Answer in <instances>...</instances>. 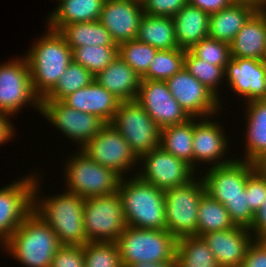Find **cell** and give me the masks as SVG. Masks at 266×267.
Here are the masks:
<instances>
[{"mask_svg": "<svg viewBox=\"0 0 266 267\" xmlns=\"http://www.w3.org/2000/svg\"><path fill=\"white\" fill-rule=\"evenodd\" d=\"M40 179L37 173L33 187V211L49 224L61 245L84 246L88 242L83 219L85 199L67 191L41 198L38 191L41 190Z\"/></svg>", "mask_w": 266, "mask_h": 267, "instance_id": "1", "label": "cell"}, {"mask_svg": "<svg viewBox=\"0 0 266 267\" xmlns=\"http://www.w3.org/2000/svg\"><path fill=\"white\" fill-rule=\"evenodd\" d=\"M37 40L28 48L25 57L30 68L33 90L42 100L55 88L73 58L72 49L56 30L48 28Z\"/></svg>", "mask_w": 266, "mask_h": 267, "instance_id": "2", "label": "cell"}, {"mask_svg": "<svg viewBox=\"0 0 266 267\" xmlns=\"http://www.w3.org/2000/svg\"><path fill=\"white\" fill-rule=\"evenodd\" d=\"M61 246L49 224L32 210L2 250L25 267H51Z\"/></svg>", "mask_w": 266, "mask_h": 267, "instance_id": "3", "label": "cell"}, {"mask_svg": "<svg viewBox=\"0 0 266 267\" xmlns=\"http://www.w3.org/2000/svg\"><path fill=\"white\" fill-rule=\"evenodd\" d=\"M131 176L122 177L118 190L126 225L166 230L164 190Z\"/></svg>", "mask_w": 266, "mask_h": 267, "instance_id": "4", "label": "cell"}, {"mask_svg": "<svg viewBox=\"0 0 266 267\" xmlns=\"http://www.w3.org/2000/svg\"><path fill=\"white\" fill-rule=\"evenodd\" d=\"M64 163L65 191L83 199L118 192L122 176L96 163L80 149Z\"/></svg>", "mask_w": 266, "mask_h": 267, "instance_id": "5", "label": "cell"}, {"mask_svg": "<svg viewBox=\"0 0 266 267\" xmlns=\"http://www.w3.org/2000/svg\"><path fill=\"white\" fill-rule=\"evenodd\" d=\"M116 244L123 267L141 262L173 260L177 251V239L167 230L127 226Z\"/></svg>", "mask_w": 266, "mask_h": 267, "instance_id": "6", "label": "cell"}, {"mask_svg": "<svg viewBox=\"0 0 266 267\" xmlns=\"http://www.w3.org/2000/svg\"><path fill=\"white\" fill-rule=\"evenodd\" d=\"M164 193L166 230L177 240L197 236L199 202L206 193L202 177L198 174L185 185L166 189Z\"/></svg>", "mask_w": 266, "mask_h": 267, "instance_id": "7", "label": "cell"}, {"mask_svg": "<svg viewBox=\"0 0 266 267\" xmlns=\"http://www.w3.org/2000/svg\"><path fill=\"white\" fill-rule=\"evenodd\" d=\"M83 219L88 242H116L127 227L118 192L86 198Z\"/></svg>", "mask_w": 266, "mask_h": 267, "instance_id": "8", "label": "cell"}, {"mask_svg": "<svg viewBox=\"0 0 266 267\" xmlns=\"http://www.w3.org/2000/svg\"><path fill=\"white\" fill-rule=\"evenodd\" d=\"M140 158L160 146L161 129L136 101H121L110 122Z\"/></svg>", "mask_w": 266, "mask_h": 267, "instance_id": "9", "label": "cell"}, {"mask_svg": "<svg viewBox=\"0 0 266 267\" xmlns=\"http://www.w3.org/2000/svg\"><path fill=\"white\" fill-rule=\"evenodd\" d=\"M11 60L0 64V112L9 114L11 118L24 106H33L40 112L41 100L33 90L25 55Z\"/></svg>", "mask_w": 266, "mask_h": 267, "instance_id": "10", "label": "cell"}, {"mask_svg": "<svg viewBox=\"0 0 266 267\" xmlns=\"http://www.w3.org/2000/svg\"><path fill=\"white\" fill-rule=\"evenodd\" d=\"M61 134L81 149L107 124L96 115L80 112L62 101H41L40 112Z\"/></svg>", "mask_w": 266, "mask_h": 267, "instance_id": "11", "label": "cell"}, {"mask_svg": "<svg viewBox=\"0 0 266 267\" xmlns=\"http://www.w3.org/2000/svg\"><path fill=\"white\" fill-rule=\"evenodd\" d=\"M139 164L141 168H137L133 175L164 191L185 185L197 175L190 165L161 146L143 154Z\"/></svg>", "mask_w": 266, "mask_h": 267, "instance_id": "12", "label": "cell"}, {"mask_svg": "<svg viewBox=\"0 0 266 267\" xmlns=\"http://www.w3.org/2000/svg\"><path fill=\"white\" fill-rule=\"evenodd\" d=\"M80 150L96 163L111 168L122 177L126 176L128 170L129 173L136 171L139 165V158L111 123H107Z\"/></svg>", "mask_w": 266, "mask_h": 267, "instance_id": "13", "label": "cell"}, {"mask_svg": "<svg viewBox=\"0 0 266 267\" xmlns=\"http://www.w3.org/2000/svg\"><path fill=\"white\" fill-rule=\"evenodd\" d=\"M36 172L0 188V247L33 210V187ZM2 244V245H1Z\"/></svg>", "mask_w": 266, "mask_h": 267, "instance_id": "14", "label": "cell"}, {"mask_svg": "<svg viewBox=\"0 0 266 267\" xmlns=\"http://www.w3.org/2000/svg\"><path fill=\"white\" fill-rule=\"evenodd\" d=\"M165 82L171 95L190 117L218 116L223 108L222 102L184 67Z\"/></svg>", "mask_w": 266, "mask_h": 267, "instance_id": "15", "label": "cell"}, {"mask_svg": "<svg viewBox=\"0 0 266 267\" xmlns=\"http://www.w3.org/2000/svg\"><path fill=\"white\" fill-rule=\"evenodd\" d=\"M215 116L194 117L193 169L196 172L199 170L197 169L198 166H202L203 163H209V167L210 165L214 167L229 164L234 161L233 159H236L235 156L230 157V159L226 157L229 153V140H227L228 138L224 132V126L219 124L218 121L215 122ZM200 163L202 165H199Z\"/></svg>", "mask_w": 266, "mask_h": 267, "instance_id": "16", "label": "cell"}, {"mask_svg": "<svg viewBox=\"0 0 266 267\" xmlns=\"http://www.w3.org/2000/svg\"><path fill=\"white\" fill-rule=\"evenodd\" d=\"M135 100L160 129L184 123L191 118L171 95L165 81L141 80Z\"/></svg>", "mask_w": 266, "mask_h": 267, "instance_id": "17", "label": "cell"}, {"mask_svg": "<svg viewBox=\"0 0 266 267\" xmlns=\"http://www.w3.org/2000/svg\"><path fill=\"white\" fill-rule=\"evenodd\" d=\"M259 165L239 160L222 165L207 167L204 174L200 175L204 181L206 192L215 200L224 204L227 199L243 198L248 176Z\"/></svg>", "mask_w": 266, "mask_h": 267, "instance_id": "18", "label": "cell"}, {"mask_svg": "<svg viewBox=\"0 0 266 267\" xmlns=\"http://www.w3.org/2000/svg\"><path fill=\"white\" fill-rule=\"evenodd\" d=\"M225 80L232 94L241 100H266V60L231 58L225 68Z\"/></svg>", "mask_w": 266, "mask_h": 267, "instance_id": "19", "label": "cell"}, {"mask_svg": "<svg viewBox=\"0 0 266 267\" xmlns=\"http://www.w3.org/2000/svg\"><path fill=\"white\" fill-rule=\"evenodd\" d=\"M141 3L132 0H105L99 22L110 32L117 44L137 39L143 17Z\"/></svg>", "mask_w": 266, "mask_h": 267, "instance_id": "20", "label": "cell"}, {"mask_svg": "<svg viewBox=\"0 0 266 267\" xmlns=\"http://www.w3.org/2000/svg\"><path fill=\"white\" fill-rule=\"evenodd\" d=\"M220 267H241L249 246L256 239L245 227L209 232L201 236Z\"/></svg>", "mask_w": 266, "mask_h": 267, "instance_id": "21", "label": "cell"}, {"mask_svg": "<svg viewBox=\"0 0 266 267\" xmlns=\"http://www.w3.org/2000/svg\"><path fill=\"white\" fill-rule=\"evenodd\" d=\"M247 106L245 123V155L239 160L266 165V100L244 102Z\"/></svg>", "mask_w": 266, "mask_h": 267, "instance_id": "22", "label": "cell"}, {"mask_svg": "<svg viewBox=\"0 0 266 267\" xmlns=\"http://www.w3.org/2000/svg\"><path fill=\"white\" fill-rule=\"evenodd\" d=\"M231 58L266 60V13L258 9L229 43Z\"/></svg>", "mask_w": 266, "mask_h": 267, "instance_id": "23", "label": "cell"}, {"mask_svg": "<svg viewBox=\"0 0 266 267\" xmlns=\"http://www.w3.org/2000/svg\"><path fill=\"white\" fill-rule=\"evenodd\" d=\"M62 102L80 112L96 115L110 123L117 111L120 101L103 86L93 81L67 97Z\"/></svg>", "mask_w": 266, "mask_h": 267, "instance_id": "24", "label": "cell"}, {"mask_svg": "<svg viewBox=\"0 0 266 267\" xmlns=\"http://www.w3.org/2000/svg\"><path fill=\"white\" fill-rule=\"evenodd\" d=\"M99 85L112 93L120 102L136 99L141 77L117 56L104 70L95 75Z\"/></svg>", "mask_w": 266, "mask_h": 267, "instance_id": "25", "label": "cell"}, {"mask_svg": "<svg viewBox=\"0 0 266 267\" xmlns=\"http://www.w3.org/2000/svg\"><path fill=\"white\" fill-rule=\"evenodd\" d=\"M176 42L180 49L190 50L209 35V14L187 5L173 17Z\"/></svg>", "mask_w": 266, "mask_h": 267, "instance_id": "26", "label": "cell"}, {"mask_svg": "<svg viewBox=\"0 0 266 267\" xmlns=\"http://www.w3.org/2000/svg\"><path fill=\"white\" fill-rule=\"evenodd\" d=\"M258 10L246 3L231 6L209 15V38L230 43L247 20Z\"/></svg>", "mask_w": 266, "mask_h": 267, "instance_id": "27", "label": "cell"}, {"mask_svg": "<svg viewBox=\"0 0 266 267\" xmlns=\"http://www.w3.org/2000/svg\"><path fill=\"white\" fill-rule=\"evenodd\" d=\"M59 4L46 17L47 27L57 30L61 25L99 20L105 0H56Z\"/></svg>", "mask_w": 266, "mask_h": 267, "instance_id": "28", "label": "cell"}, {"mask_svg": "<svg viewBox=\"0 0 266 267\" xmlns=\"http://www.w3.org/2000/svg\"><path fill=\"white\" fill-rule=\"evenodd\" d=\"M56 31L72 50L87 45L118 46L98 20L61 25Z\"/></svg>", "mask_w": 266, "mask_h": 267, "instance_id": "29", "label": "cell"}, {"mask_svg": "<svg viewBox=\"0 0 266 267\" xmlns=\"http://www.w3.org/2000/svg\"><path fill=\"white\" fill-rule=\"evenodd\" d=\"M137 40L149 44L157 50L179 48L172 17L144 14L138 28Z\"/></svg>", "mask_w": 266, "mask_h": 267, "instance_id": "30", "label": "cell"}, {"mask_svg": "<svg viewBox=\"0 0 266 267\" xmlns=\"http://www.w3.org/2000/svg\"><path fill=\"white\" fill-rule=\"evenodd\" d=\"M194 117L161 129L160 146L193 168Z\"/></svg>", "mask_w": 266, "mask_h": 267, "instance_id": "31", "label": "cell"}, {"mask_svg": "<svg viewBox=\"0 0 266 267\" xmlns=\"http://www.w3.org/2000/svg\"><path fill=\"white\" fill-rule=\"evenodd\" d=\"M233 227L235 225L225 206L206 192L199 202L197 236Z\"/></svg>", "mask_w": 266, "mask_h": 267, "instance_id": "32", "label": "cell"}, {"mask_svg": "<svg viewBox=\"0 0 266 267\" xmlns=\"http://www.w3.org/2000/svg\"><path fill=\"white\" fill-rule=\"evenodd\" d=\"M176 260L178 267H220L204 239L196 235L177 240Z\"/></svg>", "mask_w": 266, "mask_h": 267, "instance_id": "33", "label": "cell"}, {"mask_svg": "<svg viewBox=\"0 0 266 267\" xmlns=\"http://www.w3.org/2000/svg\"><path fill=\"white\" fill-rule=\"evenodd\" d=\"M95 76L82 65L72 62L60 79L55 88L41 101H62L71 93L91 84Z\"/></svg>", "mask_w": 266, "mask_h": 267, "instance_id": "34", "label": "cell"}, {"mask_svg": "<svg viewBox=\"0 0 266 267\" xmlns=\"http://www.w3.org/2000/svg\"><path fill=\"white\" fill-rule=\"evenodd\" d=\"M184 68L222 101L218 92L220 89L218 86L223 85L222 80L225 81V70L222 67L202 61L186 50Z\"/></svg>", "mask_w": 266, "mask_h": 267, "instance_id": "35", "label": "cell"}, {"mask_svg": "<svg viewBox=\"0 0 266 267\" xmlns=\"http://www.w3.org/2000/svg\"><path fill=\"white\" fill-rule=\"evenodd\" d=\"M185 52L180 48L157 50L141 80L166 81L184 67Z\"/></svg>", "mask_w": 266, "mask_h": 267, "instance_id": "36", "label": "cell"}, {"mask_svg": "<svg viewBox=\"0 0 266 267\" xmlns=\"http://www.w3.org/2000/svg\"><path fill=\"white\" fill-rule=\"evenodd\" d=\"M118 56V46H82L72 50L73 62L82 65L94 76Z\"/></svg>", "mask_w": 266, "mask_h": 267, "instance_id": "37", "label": "cell"}, {"mask_svg": "<svg viewBox=\"0 0 266 267\" xmlns=\"http://www.w3.org/2000/svg\"><path fill=\"white\" fill-rule=\"evenodd\" d=\"M157 49L137 39L118 45L120 56L141 78L147 73Z\"/></svg>", "mask_w": 266, "mask_h": 267, "instance_id": "38", "label": "cell"}, {"mask_svg": "<svg viewBox=\"0 0 266 267\" xmlns=\"http://www.w3.org/2000/svg\"><path fill=\"white\" fill-rule=\"evenodd\" d=\"M83 250L85 267H123L116 242H87Z\"/></svg>", "mask_w": 266, "mask_h": 267, "instance_id": "39", "label": "cell"}, {"mask_svg": "<svg viewBox=\"0 0 266 267\" xmlns=\"http://www.w3.org/2000/svg\"><path fill=\"white\" fill-rule=\"evenodd\" d=\"M195 57L224 70L231 60L230 45L212 38L202 39L189 50Z\"/></svg>", "mask_w": 266, "mask_h": 267, "instance_id": "40", "label": "cell"}, {"mask_svg": "<svg viewBox=\"0 0 266 267\" xmlns=\"http://www.w3.org/2000/svg\"><path fill=\"white\" fill-rule=\"evenodd\" d=\"M247 200L254 214L266 202V166L259 165L246 182Z\"/></svg>", "mask_w": 266, "mask_h": 267, "instance_id": "41", "label": "cell"}, {"mask_svg": "<svg viewBox=\"0 0 266 267\" xmlns=\"http://www.w3.org/2000/svg\"><path fill=\"white\" fill-rule=\"evenodd\" d=\"M223 205L235 226L250 228L254 214L248 206L246 189L243 191V198L227 199Z\"/></svg>", "mask_w": 266, "mask_h": 267, "instance_id": "42", "label": "cell"}, {"mask_svg": "<svg viewBox=\"0 0 266 267\" xmlns=\"http://www.w3.org/2000/svg\"><path fill=\"white\" fill-rule=\"evenodd\" d=\"M187 0H145L144 14L150 16L173 17L187 5Z\"/></svg>", "mask_w": 266, "mask_h": 267, "instance_id": "43", "label": "cell"}, {"mask_svg": "<svg viewBox=\"0 0 266 267\" xmlns=\"http://www.w3.org/2000/svg\"><path fill=\"white\" fill-rule=\"evenodd\" d=\"M51 267H85L83 246L62 245L54 255Z\"/></svg>", "mask_w": 266, "mask_h": 267, "instance_id": "44", "label": "cell"}, {"mask_svg": "<svg viewBox=\"0 0 266 267\" xmlns=\"http://www.w3.org/2000/svg\"><path fill=\"white\" fill-rule=\"evenodd\" d=\"M241 267H266V243L262 239L249 246Z\"/></svg>", "mask_w": 266, "mask_h": 267, "instance_id": "45", "label": "cell"}, {"mask_svg": "<svg viewBox=\"0 0 266 267\" xmlns=\"http://www.w3.org/2000/svg\"><path fill=\"white\" fill-rule=\"evenodd\" d=\"M188 4L210 14L219 12L233 4L232 0H187Z\"/></svg>", "mask_w": 266, "mask_h": 267, "instance_id": "46", "label": "cell"}, {"mask_svg": "<svg viewBox=\"0 0 266 267\" xmlns=\"http://www.w3.org/2000/svg\"><path fill=\"white\" fill-rule=\"evenodd\" d=\"M248 230L256 239L266 237V202L254 213L252 224Z\"/></svg>", "mask_w": 266, "mask_h": 267, "instance_id": "47", "label": "cell"}, {"mask_svg": "<svg viewBox=\"0 0 266 267\" xmlns=\"http://www.w3.org/2000/svg\"><path fill=\"white\" fill-rule=\"evenodd\" d=\"M11 116L7 113L0 112V146L15 136V128L11 122Z\"/></svg>", "mask_w": 266, "mask_h": 267, "instance_id": "48", "label": "cell"}, {"mask_svg": "<svg viewBox=\"0 0 266 267\" xmlns=\"http://www.w3.org/2000/svg\"><path fill=\"white\" fill-rule=\"evenodd\" d=\"M126 267H178L176 257L173 260H167L158 263H134L131 265H127Z\"/></svg>", "mask_w": 266, "mask_h": 267, "instance_id": "49", "label": "cell"}, {"mask_svg": "<svg viewBox=\"0 0 266 267\" xmlns=\"http://www.w3.org/2000/svg\"><path fill=\"white\" fill-rule=\"evenodd\" d=\"M233 3H246L262 9V0H232Z\"/></svg>", "mask_w": 266, "mask_h": 267, "instance_id": "50", "label": "cell"}, {"mask_svg": "<svg viewBox=\"0 0 266 267\" xmlns=\"http://www.w3.org/2000/svg\"><path fill=\"white\" fill-rule=\"evenodd\" d=\"M132 1H136V2H138V3L143 4V2H144L145 0H132Z\"/></svg>", "mask_w": 266, "mask_h": 267, "instance_id": "51", "label": "cell"}, {"mask_svg": "<svg viewBox=\"0 0 266 267\" xmlns=\"http://www.w3.org/2000/svg\"><path fill=\"white\" fill-rule=\"evenodd\" d=\"M263 11H265V13H266V1L264 2V5H263Z\"/></svg>", "mask_w": 266, "mask_h": 267, "instance_id": "52", "label": "cell"}, {"mask_svg": "<svg viewBox=\"0 0 266 267\" xmlns=\"http://www.w3.org/2000/svg\"><path fill=\"white\" fill-rule=\"evenodd\" d=\"M266 0H262V8H263V5H264V2H265Z\"/></svg>", "mask_w": 266, "mask_h": 267, "instance_id": "53", "label": "cell"}]
</instances>
